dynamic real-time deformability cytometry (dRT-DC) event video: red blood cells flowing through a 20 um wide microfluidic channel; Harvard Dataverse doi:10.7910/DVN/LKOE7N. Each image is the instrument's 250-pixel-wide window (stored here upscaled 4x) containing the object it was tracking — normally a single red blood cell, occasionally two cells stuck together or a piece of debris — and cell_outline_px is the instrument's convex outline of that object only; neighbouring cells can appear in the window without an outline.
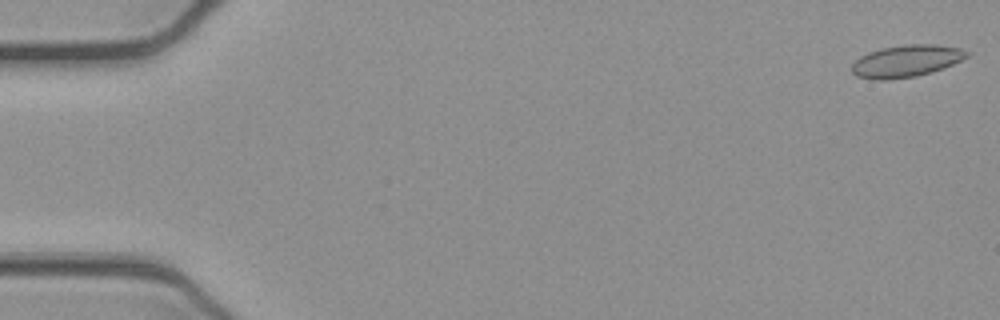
{"species": "common noctule bat (a hibernating species)", "species_latin": "Nyctalus noctula", "temperature_condition": "cold", "stored_images_in_passage": 52, "camera_frame_rate_fps": 3000, "um_per_image_px": 0.085, "animal": {"sex": "female", "body_mass_g": 21.9}, "frame": {"image": 1, "passage_image": 1, "time_ms": 0.0, "image_size_px": [1000, 320], "cell_outline_px": [[972, 52], [968, 56], [952, 64], [932, 72], [916, 76], [888, 80], [876, 80], [856, 76], [852, 72], [852, 64], [860, 56], [868, 52], [880, 48], [904, 44], [932, 44], [960, 48]], "centroid_in_image_um": [77.02, 5.18], "position_along_channel_um": 8.0, "area_um2": 21.56}}
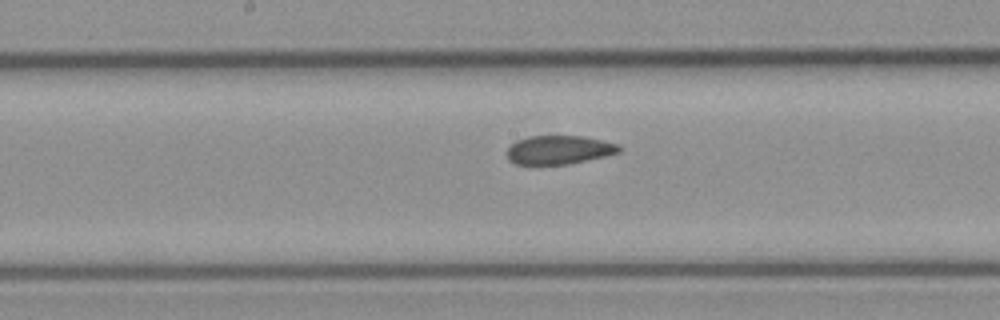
{"frame": {"image": 2, "passage_image": 27, "time_ms": 8.667, "image_size_px": [1000, 320], "cell_outline_px": [[624, 148], [620, 152], [604, 156], [568, 164], [532, 168], [516, 164], [508, 160], [508, 148], [516, 140], [528, 136], [584, 136], [620, 144]], "centroid_in_image_um": [47.48, 12.78], "position_along_channel_um": 200.7, "area_um2": 19.54}}
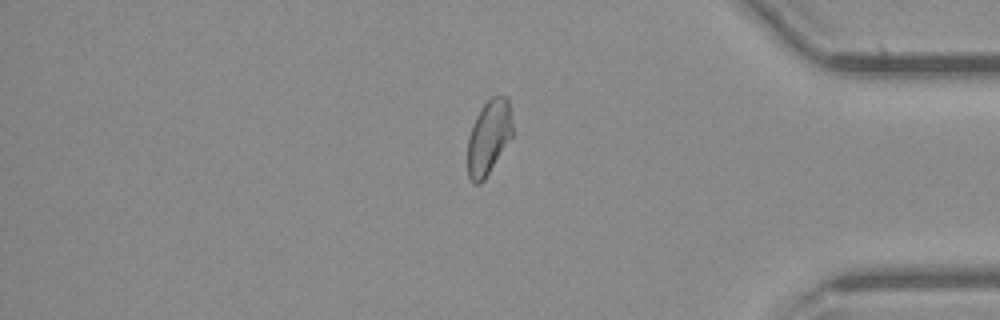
{"frame": {"image": 3, "passage_image": 44, "time_ms": 14.333, "image_size_px": [1000, 320], "cell_outline_px": [[512, 136], [484, 180], [480, 184], [472, 184], [468, 176], [468, 136], [472, 124], [480, 108], [492, 96], [508, 96], [512, 124]], "centroid_in_image_um": [41.52, 11.66], "position_along_channel_um": 393.7, "area_um2": 19.48}, "authors_computed_cell_mechanics": {"area_um2": 20.4901, "velocity_mm_per_s": 3.8979, "shape_relaxation_time_tau1_ms": null, "shape_relaxation_time_tau2_ms": 2.1266, "deformation_change_tau1": null, "deformation_change_tau2": 0.0596}}